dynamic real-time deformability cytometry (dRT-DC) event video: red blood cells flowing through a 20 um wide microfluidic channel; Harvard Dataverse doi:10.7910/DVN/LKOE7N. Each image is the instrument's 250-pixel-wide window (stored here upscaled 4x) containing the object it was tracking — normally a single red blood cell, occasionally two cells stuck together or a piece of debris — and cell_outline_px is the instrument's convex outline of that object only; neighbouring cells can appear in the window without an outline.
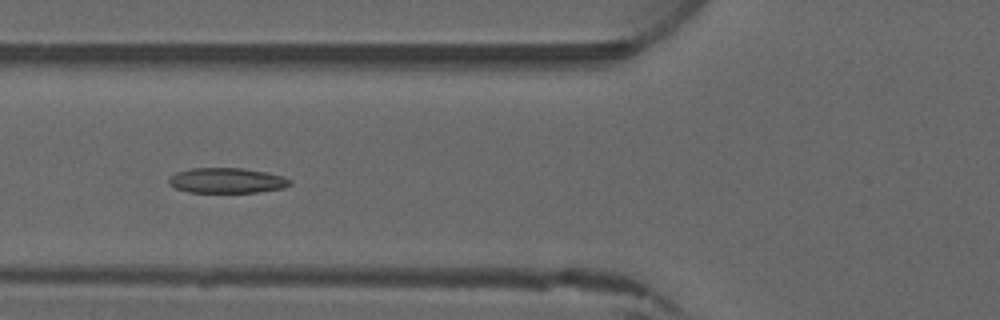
{"species": "common noctule bat (a hibernating species)", "species_latin": "Nyctalus noctula", "temperature_condition": "warm", "stored_images_in_passage": 4, "camera_frame_rate_fps": 3000, "um_per_image_px": 0.085, "animal": {"sex": "male", "forearm_length_mm": 52.5}, "frame": {"image": 1, "passage_image": 4, "time_ms": 3.667, "image_size_px": [1000, 320], "cell_outline_px": [[292, 184], [284, 188], [256, 192], [188, 192], [176, 188], [168, 184], [168, 176], [176, 172], [192, 168], [244, 168], [284, 176], [292, 180]], "centroid_in_image_um": [19.27, 15.34], "position_along_channel_um": 106.5, "area_um2": 17.92}}